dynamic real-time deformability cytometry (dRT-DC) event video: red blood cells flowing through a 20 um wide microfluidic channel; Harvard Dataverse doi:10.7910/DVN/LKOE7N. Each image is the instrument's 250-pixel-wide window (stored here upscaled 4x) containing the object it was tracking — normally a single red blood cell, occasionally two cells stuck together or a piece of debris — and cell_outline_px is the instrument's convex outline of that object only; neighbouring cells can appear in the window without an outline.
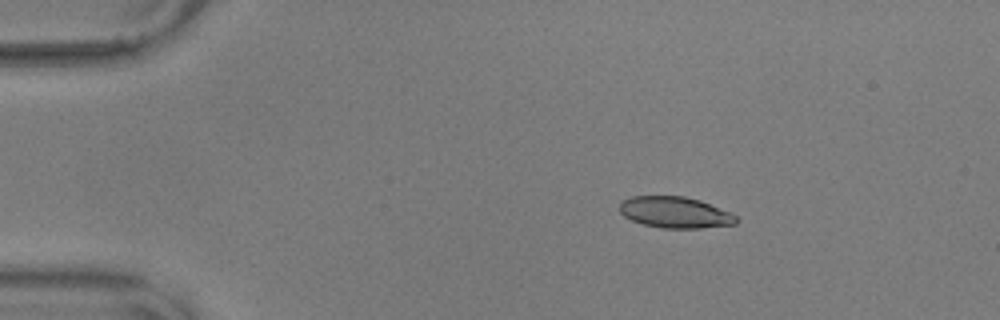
{"species": "common noctule bat (a hibernating species)", "species_latin": "Nyctalus noctula", "temperature_condition": "warm", "stored_images_in_passage": 47, "camera_frame_rate_fps": 3000, "um_per_image_px": 0.085, "animal": {"sex": "male", "body_mass_g": 17.9, "forearm_length_mm": 54.2}, "frame": {"image": 1, "passage_image": 1, "time_ms": 0.0, "image_size_px": [1000, 320], "cell_outline_px": [[740, 220], [736, 224], [700, 228], [660, 228], [644, 224], [632, 220], [624, 216], [620, 212], [620, 200], [632, 196], [684, 196], [700, 200], [728, 212], [736, 216]], "centroid_in_image_um": [57.36, 18.05], "position_along_channel_um": 27.6, "area_um2": 21.21}}
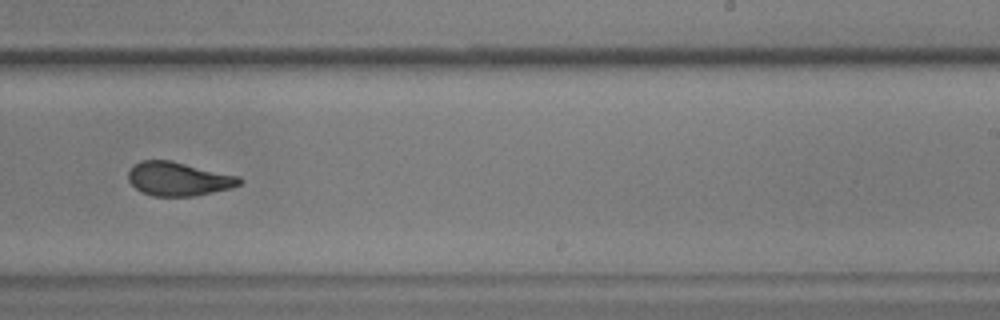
{"frame": {"image": 2, "passage_image": 27, "time_ms": 8.667, "image_size_px": [1000, 320], "cell_outline_px": [[244, 180], [240, 184], [232, 188], [192, 196], [152, 196], [140, 192], [128, 180], [128, 172], [132, 164], [140, 160], [172, 160], [240, 176]], "centroid_in_image_um": [15.16, 15.19], "position_along_channel_um": 273.8, "area_um2": 22.2}}
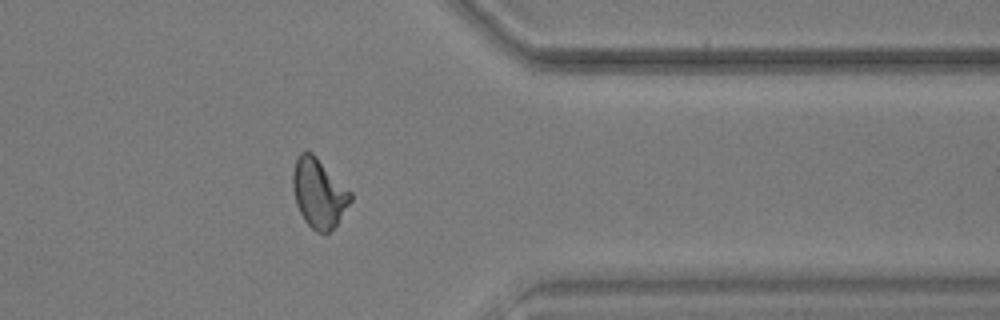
{"frame": {"image": 3, "passage_image": 37, "time_ms": 12.0, "image_size_px": [1000, 320], "cell_outline_px": [[352, 200], [336, 224], [328, 232], [316, 232], [304, 220], [296, 204], [292, 188], [292, 172], [296, 156], [300, 152], [312, 152], [352, 192]], "centroid_in_image_um": [27.08, 16.38], "position_along_channel_um": 384.3, "area_um2": 23.24}, "authors_computed_cell_mechanics": {"area_um2": 22.7154, "velocity_mm_per_s": 3.6165, "shape_relaxation_time_tau1_ms": 9.0053, "shape_relaxation_time_tau2_ms": 1.4775, "deformation_change_tau1": 0.2092, "deformation_change_tau2": 0.0834}}